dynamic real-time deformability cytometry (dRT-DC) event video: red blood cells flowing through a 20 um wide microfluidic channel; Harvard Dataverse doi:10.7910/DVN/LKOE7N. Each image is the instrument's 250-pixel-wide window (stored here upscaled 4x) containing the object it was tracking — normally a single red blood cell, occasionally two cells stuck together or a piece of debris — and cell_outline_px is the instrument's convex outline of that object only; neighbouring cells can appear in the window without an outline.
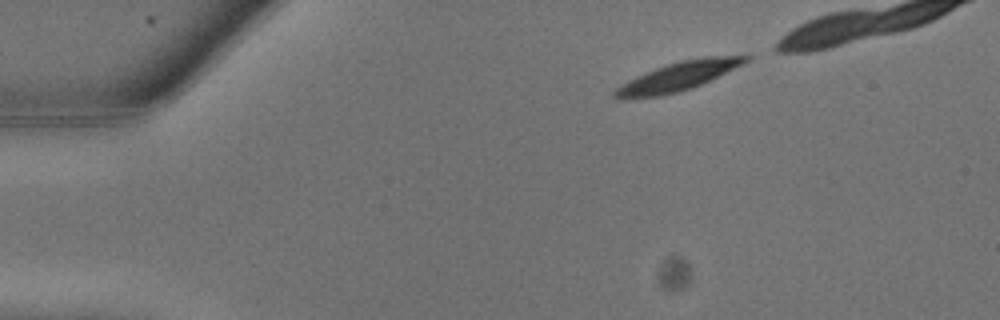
{"species": "common noctule bat (a hibernating species)", "species_latin": "Nyctalus noctula", "temperature_condition": "warm", "stored_images_in_passage": 9, "segment_of_instrument_passage": [1, 2], "camera_frame_rate_fps": 3000, "um_per_image_px": 0.085, "animal": {"sex": "male", "body_mass_g": 13.3}, "frame": {"image": 1, "passage_image": 1, "time_ms": 0.0, "image_size_px": [1000, 320], "cell_outline_px": [[752, 56], [744, 64], [692, 88], [680, 92], [660, 96], [628, 100], [616, 100], [612, 96], [612, 92], [616, 88], [628, 80], [636, 76], [656, 68], [680, 60], [704, 56]], "centroid_in_image_um": [57.55, 6.53], "position_along_channel_um": 27.4, "area_um2": 22.2}}
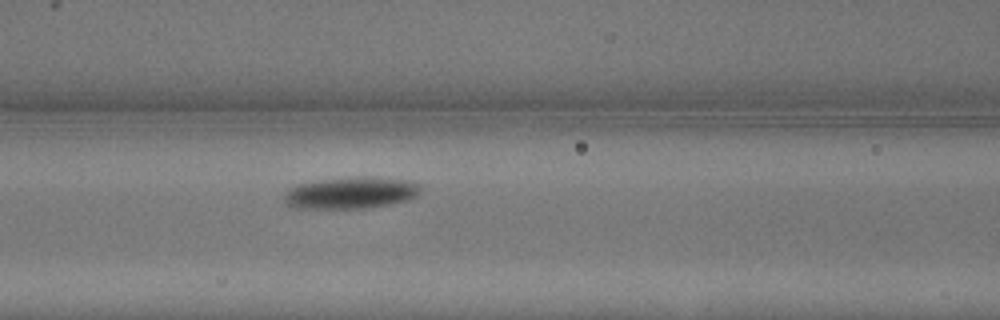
{"frame": {"image": 2, "passage_image": 8, "time_ms": 2.333, "image_size_px": [1000, 320], "cell_outline_px": [[420, 192], [416, 196], [408, 200], [368, 208], [296, 208], [284, 204], [284, 196], [288, 188], [296, 184], [312, 180], [348, 176], [368, 176], [408, 180], [420, 184]], "centroid_in_image_um": [29.78, 16.37], "position_along_channel_um": 136.8, "area_um2": 25.78}}